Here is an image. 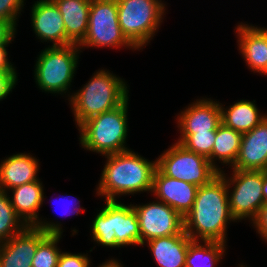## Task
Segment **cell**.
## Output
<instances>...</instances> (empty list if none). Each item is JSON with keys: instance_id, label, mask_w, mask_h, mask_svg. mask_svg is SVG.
Returning a JSON list of instances; mask_svg holds the SVG:
<instances>
[{"instance_id": "1", "label": "cell", "mask_w": 267, "mask_h": 267, "mask_svg": "<svg viewBox=\"0 0 267 267\" xmlns=\"http://www.w3.org/2000/svg\"><path fill=\"white\" fill-rule=\"evenodd\" d=\"M183 218L184 231L193 241L228 244V226L237 221L230 211L226 180L220 174L198 187L194 204Z\"/></svg>"}, {"instance_id": "2", "label": "cell", "mask_w": 267, "mask_h": 267, "mask_svg": "<svg viewBox=\"0 0 267 267\" xmlns=\"http://www.w3.org/2000/svg\"><path fill=\"white\" fill-rule=\"evenodd\" d=\"M104 157V168L94 188L96 197L104 198V202L120 201L122 196L145 192L151 194L157 159L150 161L133 149Z\"/></svg>"}, {"instance_id": "3", "label": "cell", "mask_w": 267, "mask_h": 267, "mask_svg": "<svg viewBox=\"0 0 267 267\" xmlns=\"http://www.w3.org/2000/svg\"><path fill=\"white\" fill-rule=\"evenodd\" d=\"M127 83L107 68L95 70L89 80L73 91L68 99L76 128L89 118L122 105L130 97Z\"/></svg>"}, {"instance_id": "4", "label": "cell", "mask_w": 267, "mask_h": 267, "mask_svg": "<svg viewBox=\"0 0 267 267\" xmlns=\"http://www.w3.org/2000/svg\"><path fill=\"white\" fill-rule=\"evenodd\" d=\"M130 97L114 110L101 113L84 121L79 131V146L100 156L120 153L131 149L129 136L128 108ZM81 144V145H80Z\"/></svg>"}, {"instance_id": "5", "label": "cell", "mask_w": 267, "mask_h": 267, "mask_svg": "<svg viewBox=\"0 0 267 267\" xmlns=\"http://www.w3.org/2000/svg\"><path fill=\"white\" fill-rule=\"evenodd\" d=\"M81 52L77 44L45 46L37 55L33 66L37 88L45 94L66 96L68 101L73 92L71 87Z\"/></svg>"}, {"instance_id": "6", "label": "cell", "mask_w": 267, "mask_h": 267, "mask_svg": "<svg viewBox=\"0 0 267 267\" xmlns=\"http://www.w3.org/2000/svg\"><path fill=\"white\" fill-rule=\"evenodd\" d=\"M120 28L137 49H145L159 32L167 14L165 0H116Z\"/></svg>"}, {"instance_id": "7", "label": "cell", "mask_w": 267, "mask_h": 267, "mask_svg": "<svg viewBox=\"0 0 267 267\" xmlns=\"http://www.w3.org/2000/svg\"><path fill=\"white\" fill-rule=\"evenodd\" d=\"M78 46L82 52L85 48L137 50L120 28L116 0H91L87 32Z\"/></svg>"}, {"instance_id": "8", "label": "cell", "mask_w": 267, "mask_h": 267, "mask_svg": "<svg viewBox=\"0 0 267 267\" xmlns=\"http://www.w3.org/2000/svg\"><path fill=\"white\" fill-rule=\"evenodd\" d=\"M162 152L156 158L157 168L168 177L200 187L209 184L220 173L206 157L187 150L178 142Z\"/></svg>"}, {"instance_id": "9", "label": "cell", "mask_w": 267, "mask_h": 267, "mask_svg": "<svg viewBox=\"0 0 267 267\" xmlns=\"http://www.w3.org/2000/svg\"><path fill=\"white\" fill-rule=\"evenodd\" d=\"M225 171L219 174L226 180L230 211L237 223L242 220L250 222L265 203L262 193L263 171Z\"/></svg>"}, {"instance_id": "10", "label": "cell", "mask_w": 267, "mask_h": 267, "mask_svg": "<svg viewBox=\"0 0 267 267\" xmlns=\"http://www.w3.org/2000/svg\"><path fill=\"white\" fill-rule=\"evenodd\" d=\"M44 184L40 180L22 184L8 191L11 204L16 214L27 226H33L46 234L63 235V224L40 216L39 212L45 203Z\"/></svg>"}, {"instance_id": "11", "label": "cell", "mask_w": 267, "mask_h": 267, "mask_svg": "<svg viewBox=\"0 0 267 267\" xmlns=\"http://www.w3.org/2000/svg\"><path fill=\"white\" fill-rule=\"evenodd\" d=\"M139 220L141 245L153 238L180 234L184 218L173 208L159 200L132 204Z\"/></svg>"}, {"instance_id": "12", "label": "cell", "mask_w": 267, "mask_h": 267, "mask_svg": "<svg viewBox=\"0 0 267 267\" xmlns=\"http://www.w3.org/2000/svg\"><path fill=\"white\" fill-rule=\"evenodd\" d=\"M175 119L179 134L216 132L221 123L219 100L203 96L196 98L180 110Z\"/></svg>"}, {"instance_id": "13", "label": "cell", "mask_w": 267, "mask_h": 267, "mask_svg": "<svg viewBox=\"0 0 267 267\" xmlns=\"http://www.w3.org/2000/svg\"><path fill=\"white\" fill-rule=\"evenodd\" d=\"M32 31L38 42L48 46H64L72 44L66 38L62 14L52 0L34 1L30 11ZM52 44V45H50Z\"/></svg>"}, {"instance_id": "14", "label": "cell", "mask_w": 267, "mask_h": 267, "mask_svg": "<svg viewBox=\"0 0 267 267\" xmlns=\"http://www.w3.org/2000/svg\"><path fill=\"white\" fill-rule=\"evenodd\" d=\"M237 23L234 33L239 54L251 72L262 75L267 68V27Z\"/></svg>"}, {"instance_id": "15", "label": "cell", "mask_w": 267, "mask_h": 267, "mask_svg": "<svg viewBox=\"0 0 267 267\" xmlns=\"http://www.w3.org/2000/svg\"><path fill=\"white\" fill-rule=\"evenodd\" d=\"M197 190L198 186L168 177L156 168L150 195H153L154 199L164 202L184 217L194 204Z\"/></svg>"}, {"instance_id": "16", "label": "cell", "mask_w": 267, "mask_h": 267, "mask_svg": "<svg viewBox=\"0 0 267 267\" xmlns=\"http://www.w3.org/2000/svg\"><path fill=\"white\" fill-rule=\"evenodd\" d=\"M47 234L27 226L21 233L0 243L1 267H32V259L39 242Z\"/></svg>"}, {"instance_id": "17", "label": "cell", "mask_w": 267, "mask_h": 267, "mask_svg": "<svg viewBox=\"0 0 267 267\" xmlns=\"http://www.w3.org/2000/svg\"><path fill=\"white\" fill-rule=\"evenodd\" d=\"M230 169L267 171V117L242 134L237 160Z\"/></svg>"}, {"instance_id": "18", "label": "cell", "mask_w": 267, "mask_h": 267, "mask_svg": "<svg viewBox=\"0 0 267 267\" xmlns=\"http://www.w3.org/2000/svg\"><path fill=\"white\" fill-rule=\"evenodd\" d=\"M40 160L31 153L8 155L0 161V189L8 192L17 186L40 180Z\"/></svg>"}, {"instance_id": "19", "label": "cell", "mask_w": 267, "mask_h": 267, "mask_svg": "<svg viewBox=\"0 0 267 267\" xmlns=\"http://www.w3.org/2000/svg\"><path fill=\"white\" fill-rule=\"evenodd\" d=\"M110 227L111 236L122 248L141 246L139 220L132 202L110 201Z\"/></svg>"}, {"instance_id": "20", "label": "cell", "mask_w": 267, "mask_h": 267, "mask_svg": "<svg viewBox=\"0 0 267 267\" xmlns=\"http://www.w3.org/2000/svg\"><path fill=\"white\" fill-rule=\"evenodd\" d=\"M193 240L183 230L180 234L153 238L147 246L158 267H185L186 253Z\"/></svg>"}, {"instance_id": "21", "label": "cell", "mask_w": 267, "mask_h": 267, "mask_svg": "<svg viewBox=\"0 0 267 267\" xmlns=\"http://www.w3.org/2000/svg\"><path fill=\"white\" fill-rule=\"evenodd\" d=\"M233 103L225 107L219 101L221 123L241 134L251 131L267 117V113L260 112L256 100L240 99Z\"/></svg>"}, {"instance_id": "22", "label": "cell", "mask_w": 267, "mask_h": 267, "mask_svg": "<svg viewBox=\"0 0 267 267\" xmlns=\"http://www.w3.org/2000/svg\"><path fill=\"white\" fill-rule=\"evenodd\" d=\"M64 21L66 38L79 44L86 35L91 0H52Z\"/></svg>"}, {"instance_id": "23", "label": "cell", "mask_w": 267, "mask_h": 267, "mask_svg": "<svg viewBox=\"0 0 267 267\" xmlns=\"http://www.w3.org/2000/svg\"><path fill=\"white\" fill-rule=\"evenodd\" d=\"M241 140V133L225 126L223 123L218 125L216 130V141L214 142L211 153V164L219 172L224 171L225 166L226 169H229L234 165L239 154Z\"/></svg>"}, {"instance_id": "24", "label": "cell", "mask_w": 267, "mask_h": 267, "mask_svg": "<svg viewBox=\"0 0 267 267\" xmlns=\"http://www.w3.org/2000/svg\"><path fill=\"white\" fill-rule=\"evenodd\" d=\"M228 245L216 241H192L189 244L185 267H218L225 258Z\"/></svg>"}, {"instance_id": "25", "label": "cell", "mask_w": 267, "mask_h": 267, "mask_svg": "<svg viewBox=\"0 0 267 267\" xmlns=\"http://www.w3.org/2000/svg\"><path fill=\"white\" fill-rule=\"evenodd\" d=\"M104 205L97 210L92 223L90 224V239L96 246L106 248L119 249L122 248L115 239L111 236L110 227V200H105Z\"/></svg>"}, {"instance_id": "26", "label": "cell", "mask_w": 267, "mask_h": 267, "mask_svg": "<svg viewBox=\"0 0 267 267\" xmlns=\"http://www.w3.org/2000/svg\"><path fill=\"white\" fill-rule=\"evenodd\" d=\"M27 225L16 214L8 192L0 189V243L21 233Z\"/></svg>"}, {"instance_id": "27", "label": "cell", "mask_w": 267, "mask_h": 267, "mask_svg": "<svg viewBox=\"0 0 267 267\" xmlns=\"http://www.w3.org/2000/svg\"><path fill=\"white\" fill-rule=\"evenodd\" d=\"M62 238V235L47 234L39 242L32 259V267H57L58 259L62 252L58 245Z\"/></svg>"}, {"instance_id": "28", "label": "cell", "mask_w": 267, "mask_h": 267, "mask_svg": "<svg viewBox=\"0 0 267 267\" xmlns=\"http://www.w3.org/2000/svg\"><path fill=\"white\" fill-rule=\"evenodd\" d=\"M176 142L183 145L187 150L206 157L211 162V153L216 132H198L196 134H180Z\"/></svg>"}, {"instance_id": "29", "label": "cell", "mask_w": 267, "mask_h": 267, "mask_svg": "<svg viewBox=\"0 0 267 267\" xmlns=\"http://www.w3.org/2000/svg\"><path fill=\"white\" fill-rule=\"evenodd\" d=\"M26 0H0V20L9 22L18 30L19 18L24 10Z\"/></svg>"}, {"instance_id": "30", "label": "cell", "mask_w": 267, "mask_h": 267, "mask_svg": "<svg viewBox=\"0 0 267 267\" xmlns=\"http://www.w3.org/2000/svg\"><path fill=\"white\" fill-rule=\"evenodd\" d=\"M95 247L94 245L89 251L86 250V253L77 252L76 254L65 250L62 251L58 259L57 267H91L93 263L88 253L92 252Z\"/></svg>"}, {"instance_id": "31", "label": "cell", "mask_w": 267, "mask_h": 267, "mask_svg": "<svg viewBox=\"0 0 267 267\" xmlns=\"http://www.w3.org/2000/svg\"><path fill=\"white\" fill-rule=\"evenodd\" d=\"M17 70H0V102L7 99L18 85Z\"/></svg>"}, {"instance_id": "32", "label": "cell", "mask_w": 267, "mask_h": 267, "mask_svg": "<svg viewBox=\"0 0 267 267\" xmlns=\"http://www.w3.org/2000/svg\"><path fill=\"white\" fill-rule=\"evenodd\" d=\"M62 196L61 197L58 196V198H59V200L57 202L58 204L56 203L59 206V208L61 207L64 210V212L61 214L62 217L64 215L78 216V214L85 213L86 208L81 206V204H80L81 201L79 199L75 198L76 196L72 197V195H69V194H67L66 196L65 195H62Z\"/></svg>"}, {"instance_id": "33", "label": "cell", "mask_w": 267, "mask_h": 267, "mask_svg": "<svg viewBox=\"0 0 267 267\" xmlns=\"http://www.w3.org/2000/svg\"><path fill=\"white\" fill-rule=\"evenodd\" d=\"M251 226L256 230L259 238L267 243V202H265L260 210L256 213L255 217L250 221Z\"/></svg>"}, {"instance_id": "34", "label": "cell", "mask_w": 267, "mask_h": 267, "mask_svg": "<svg viewBox=\"0 0 267 267\" xmlns=\"http://www.w3.org/2000/svg\"><path fill=\"white\" fill-rule=\"evenodd\" d=\"M17 30L7 21L0 20V44H12Z\"/></svg>"}, {"instance_id": "35", "label": "cell", "mask_w": 267, "mask_h": 267, "mask_svg": "<svg viewBox=\"0 0 267 267\" xmlns=\"http://www.w3.org/2000/svg\"><path fill=\"white\" fill-rule=\"evenodd\" d=\"M10 44H0V70H16L15 64L10 61L7 48Z\"/></svg>"}, {"instance_id": "36", "label": "cell", "mask_w": 267, "mask_h": 267, "mask_svg": "<svg viewBox=\"0 0 267 267\" xmlns=\"http://www.w3.org/2000/svg\"><path fill=\"white\" fill-rule=\"evenodd\" d=\"M123 262L119 260V258L111 257L109 259H106L105 262H102L97 267H124Z\"/></svg>"}, {"instance_id": "37", "label": "cell", "mask_w": 267, "mask_h": 267, "mask_svg": "<svg viewBox=\"0 0 267 267\" xmlns=\"http://www.w3.org/2000/svg\"><path fill=\"white\" fill-rule=\"evenodd\" d=\"M262 193H263L264 201L267 202V171H263Z\"/></svg>"}, {"instance_id": "38", "label": "cell", "mask_w": 267, "mask_h": 267, "mask_svg": "<svg viewBox=\"0 0 267 267\" xmlns=\"http://www.w3.org/2000/svg\"><path fill=\"white\" fill-rule=\"evenodd\" d=\"M237 265H238L237 267H249V266H247V264H246V263L244 264L243 262H242V263H240V264L238 263Z\"/></svg>"}, {"instance_id": "39", "label": "cell", "mask_w": 267, "mask_h": 267, "mask_svg": "<svg viewBox=\"0 0 267 267\" xmlns=\"http://www.w3.org/2000/svg\"><path fill=\"white\" fill-rule=\"evenodd\" d=\"M262 75L263 76H267V68H266L265 72Z\"/></svg>"}]
</instances>
